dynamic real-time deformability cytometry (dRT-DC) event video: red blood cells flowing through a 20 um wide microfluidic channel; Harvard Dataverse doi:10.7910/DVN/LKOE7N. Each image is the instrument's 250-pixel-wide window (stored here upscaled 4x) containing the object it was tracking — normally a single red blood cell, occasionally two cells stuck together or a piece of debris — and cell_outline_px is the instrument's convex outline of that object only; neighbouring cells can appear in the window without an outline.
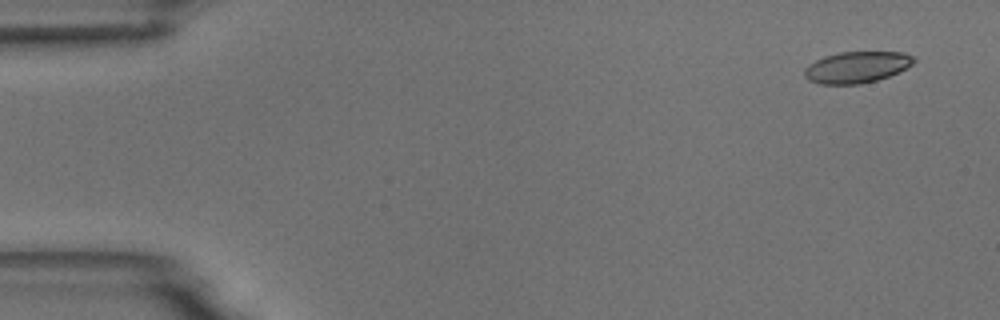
{"species": "common noctule bat (a hibernating species)", "species_latin": "Nyctalus noctula", "temperature_condition": "room temperature", "stored_images_in_passage": 7, "camera_frame_rate_fps": 3000, "um_per_image_px": 0.085, "animal": {"sex": "male", "body_mass_g": 18.8}, "frame": {"image": 1, "passage_image": 1, "time_ms": 0.0, "image_size_px": [1000, 320], "cell_outline_px": [[916, 60], [912, 64], [888, 76], [876, 80], [860, 84], [820, 84], [808, 80], [804, 76], [804, 68], [808, 64], [824, 56], [840, 52], [904, 52], [916, 56]], "centroid_in_image_um": [72.8, 5.7], "position_along_channel_um": 12.2, "area_um2": 20.0}}
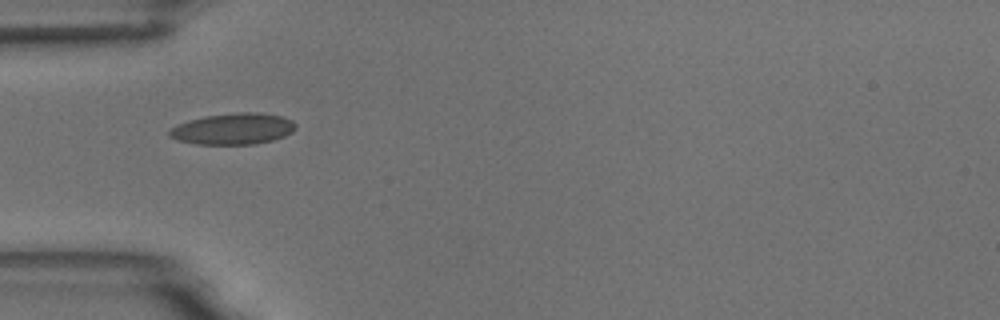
{"frame": {"image": 2, "passage_image": 5, "time_ms": 4.667, "image_size_px": [1000, 320], "cell_outline_px": [[296, 128], [292, 132], [284, 136], [272, 140], [252, 144], [196, 144], [176, 140], [168, 136], [168, 132], [176, 124], [188, 120], [204, 116], [240, 112], [256, 112], [284, 116], [292, 120], [296, 124]], "centroid_in_image_um": [19.8, 10.94], "position_along_channel_um": 65.2, "area_um2": 23.12}}